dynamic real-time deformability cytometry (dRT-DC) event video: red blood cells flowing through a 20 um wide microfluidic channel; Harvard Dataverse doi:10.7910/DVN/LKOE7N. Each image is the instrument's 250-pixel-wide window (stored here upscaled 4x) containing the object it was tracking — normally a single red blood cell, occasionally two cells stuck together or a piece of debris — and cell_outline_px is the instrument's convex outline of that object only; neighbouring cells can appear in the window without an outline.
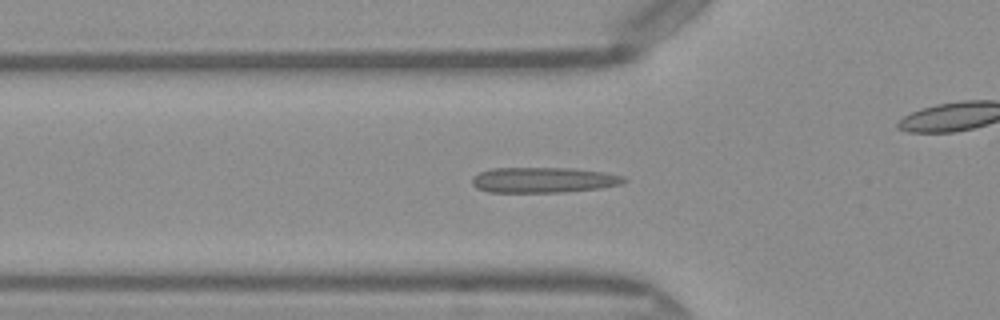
{"species": "Egyptian fruit bat (a non-hibernating species)", "species_latin": "Rousettus aegyptiacus", "temperature_condition": "warm", "stored_images_in_passage": 44, "camera_frame_rate_fps": 3000, "um_per_image_px": 0.085, "frame": {"image": 1, "passage_image": 11, "time_ms": 3.333, "image_size_px": [1000, 320], "cell_outline_px": [[628, 180], [624, 184], [600, 188], [564, 192], [488, 192], [476, 188], [472, 184], [472, 176], [480, 172], [492, 168], [572, 168], [604, 172], [624, 176]], "centroid_in_image_um": [46.21, 15.3], "position_along_channel_um": 79.6, "area_um2": 22.72}}
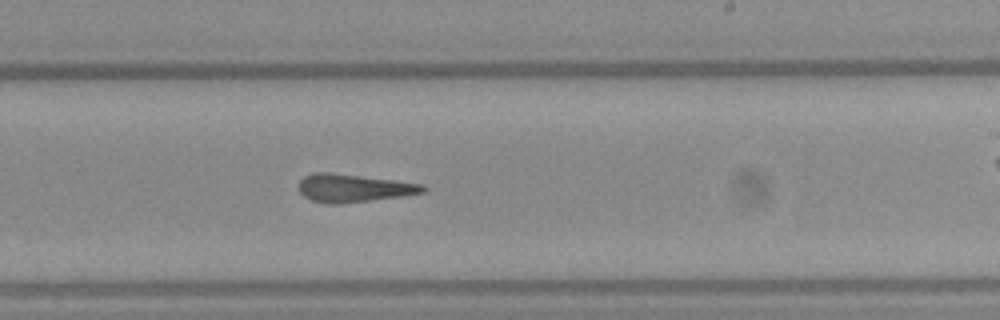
{"frame": {"image": 2, "passage_image": 24, "time_ms": 7.667, "image_size_px": [1000, 320], "cell_outline_px": [[428, 188], [424, 192], [400, 196], [336, 204], [328, 204], [312, 200], [304, 196], [300, 192], [300, 180], [304, 176], [312, 172], [332, 172], [424, 184]], "centroid_in_image_um": [30.04, 15.97], "position_along_channel_um": 259.0, "area_um2": 20.06}}
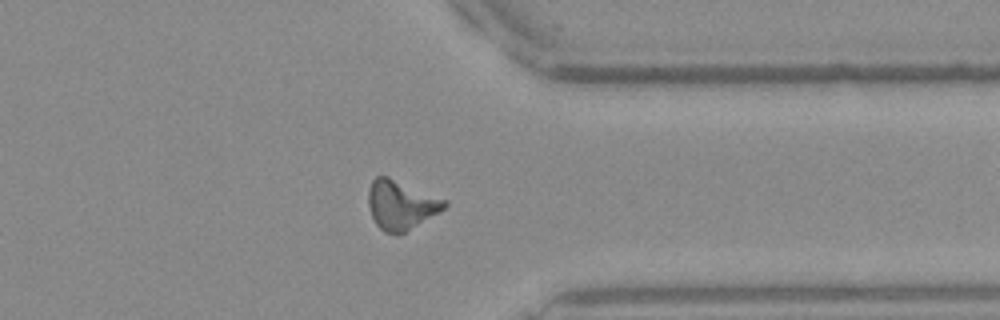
{"frame": {"image": 3, "passage_image": 33, "time_ms": 10.667, "image_size_px": [1000, 320], "cell_outline_px": [[448, 204], [444, 208], [404, 232], [384, 232], [376, 224], [372, 216], [368, 204], [368, 192], [372, 180], [376, 176], [388, 176], [448, 200]], "centroid_in_image_um": [34.06, 17.37], "position_along_channel_um": 377.3, "area_um2": 21.39}, "authors_computed_cell_mechanics": {"area_um2": 20.3167, "velocity_mm_per_s": 4.1091, "shape_relaxation_time_tau1_ms": null, "shape_relaxation_time_tau2_ms": 3.5306, "deformation_change_tau1": null, "deformation_change_tau2": 0.1596}}